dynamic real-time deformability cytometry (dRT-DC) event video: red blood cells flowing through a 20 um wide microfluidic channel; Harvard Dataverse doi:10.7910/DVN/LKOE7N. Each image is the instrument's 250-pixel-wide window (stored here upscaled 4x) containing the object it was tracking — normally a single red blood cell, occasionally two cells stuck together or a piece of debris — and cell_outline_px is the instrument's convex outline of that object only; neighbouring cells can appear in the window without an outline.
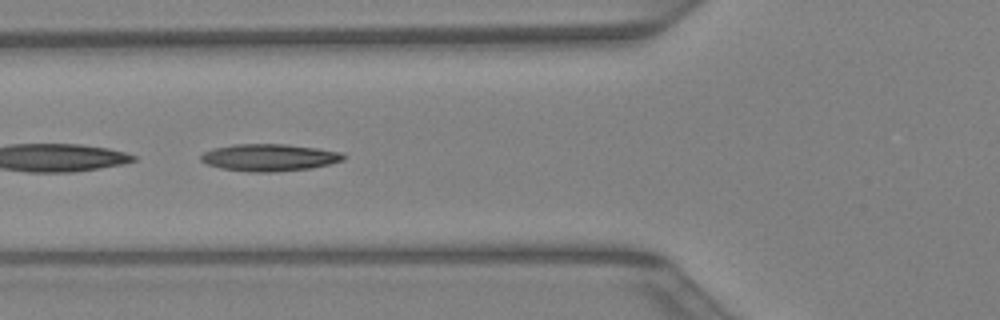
{"species": "Egyptian fruit bat (a non-hibernating species)", "species_latin": "Rousettus aegyptiacus", "temperature_condition": "warm", "stored_images_in_passage": 41, "camera_frame_rate_fps": 3000, "um_per_image_px": 0.085, "animal": {"sex": "female"}, "frame": {"image": 1, "passage_image": 15, "time_ms": 4.667, "image_size_px": [1000, 320], "cell_outline_px": [[348, 156], [344, 160], [328, 164], [308, 168], [276, 172], [248, 172], [220, 168], [208, 164], [200, 160], [200, 156], [204, 152], [212, 148], [236, 144], [284, 144], [316, 148], [340, 152]], "centroid_in_image_um": [22.87, 13.39], "position_along_channel_um": 102.9, "area_um2": 22.48}}
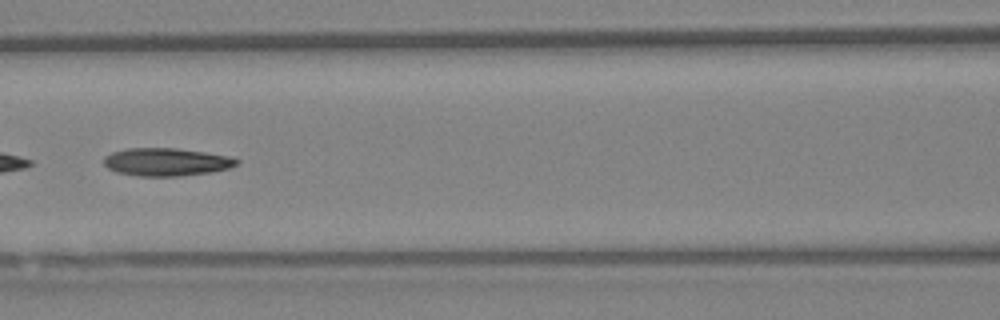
{"frame": {"image": 2, "passage_image": 18, "time_ms": 5.667, "image_size_px": [1000, 320], "cell_outline_px": [[240, 160], [236, 164], [228, 168], [212, 172], [176, 176], [140, 176], [116, 172], [108, 168], [104, 164], [104, 156], [112, 152], [128, 148], [176, 148], [204, 152], [228, 156]], "centroid_in_image_um": [14.11, 13.76], "position_along_channel_um": 152.5, "area_um2": 21.44}}
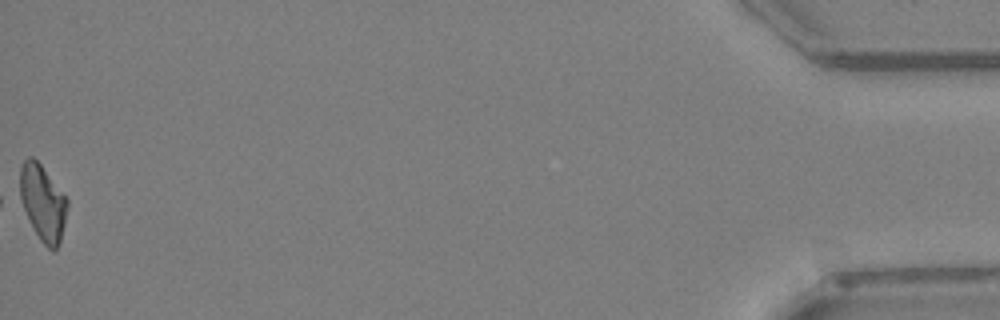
{"frame": {"image": 3, "passage_image": 41, "time_ms": 13.333, "image_size_px": [1000, 320], "cell_outline_px": [[68, 208], [60, 244], [52, 252], [40, 240], [16, 196], [20, 168], [24, 160], [28, 156], [32, 156], [40, 164], [68, 200]], "centroid_in_image_um": [3.58, 17.22], "position_along_channel_um": 431.6, "area_um2": 21.39}}